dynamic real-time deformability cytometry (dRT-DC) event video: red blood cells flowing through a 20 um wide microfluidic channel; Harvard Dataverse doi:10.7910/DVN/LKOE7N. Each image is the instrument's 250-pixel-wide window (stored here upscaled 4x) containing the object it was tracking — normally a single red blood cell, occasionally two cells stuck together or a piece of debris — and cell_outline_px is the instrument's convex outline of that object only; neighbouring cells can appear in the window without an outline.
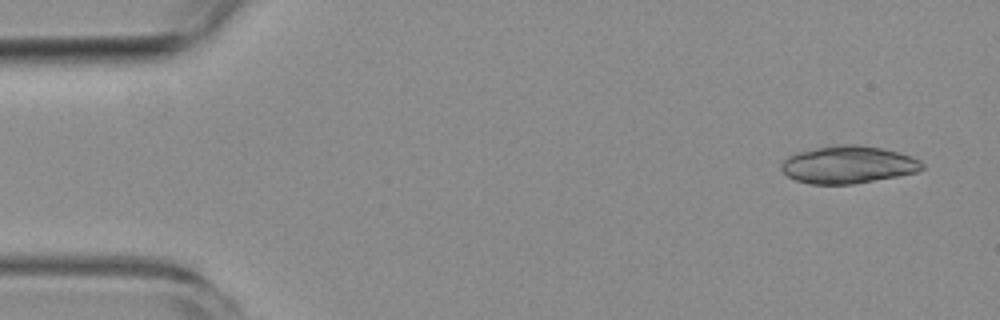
{"species": "common noctule bat (a hibernating species)", "species_latin": "Nyctalus noctula", "temperature_condition": "room temperature", "stored_images_in_passage": 4, "camera_frame_rate_fps": 3000, "um_per_image_px": 0.085, "animal": {"sex": "female", "body_mass_g": 19.3, "forearm_length_mm": 54.1}, "frame": {"image": 1, "passage_image": 1, "time_ms": 0.0, "image_size_px": [1000, 320], "cell_outline_px": [[924, 168], [916, 172], [896, 176], [852, 184], [808, 184], [796, 180], [788, 176], [780, 168], [780, 164], [788, 156], [800, 152], [816, 148], [840, 144], [856, 144], [880, 148], [912, 156], [920, 160], [924, 164]], "centroid_in_image_um": [72.08, 14.0], "position_along_channel_um": 12.9, "area_um2": 30.52}}